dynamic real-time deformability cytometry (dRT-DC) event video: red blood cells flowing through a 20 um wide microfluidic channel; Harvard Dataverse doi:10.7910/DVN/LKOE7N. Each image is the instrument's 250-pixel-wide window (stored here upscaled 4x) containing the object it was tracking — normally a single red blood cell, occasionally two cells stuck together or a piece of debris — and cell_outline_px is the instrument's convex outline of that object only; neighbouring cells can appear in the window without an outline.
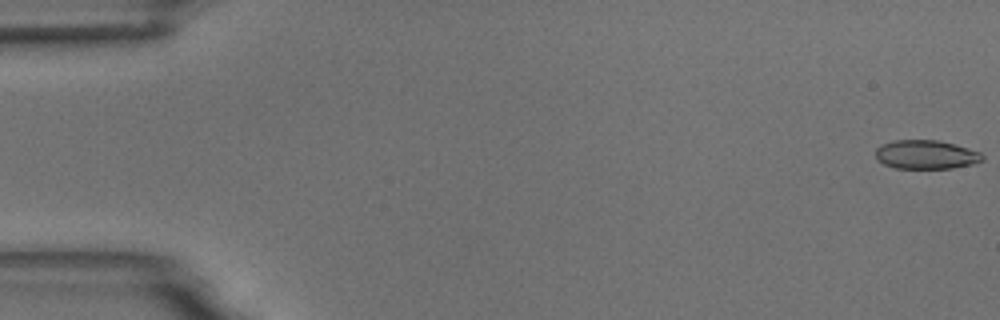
{"species": "common noctule bat (a hibernating species)", "species_latin": "Nyctalus noctula", "temperature_condition": "room temperature", "stored_images_in_passage": 54, "camera_frame_rate_fps": 3000, "um_per_image_px": 0.085, "animal": {"sex": "male", "body_mass_g": 18.8}, "frame": {"image": 1, "passage_image": 1, "time_ms": 0.0, "image_size_px": [1000, 320], "cell_outline_px": [[984, 160], [972, 164], [952, 168], [896, 168], [884, 164], [876, 160], [876, 148], [880, 144], [892, 140], [940, 140], [956, 144], [980, 152], [984, 156]], "centroid_in_image_um": [78.7, 13.13], "position_along_channel_um": 6.3, "area_um2": 18.15}}
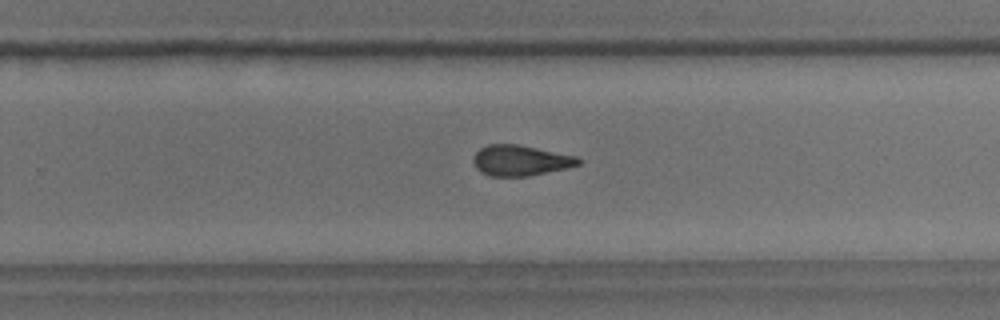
{"frame": {"image": 2, "passage_image": 35, "time_ms": 11.333, "image_size_px": [1000, 320], "cell_outline_px": [[584, 160], [580, 164], [568, 168], [528, 176], [488, 176], [480, 172], [476, 168], [472, 160], [476, 152], [480, 148], [488, 144], [516, 144], [576, 156]], "centroid_in_image_um": [44.24, 13.64], "position_along_channel_um": 285.6, "area_um2": 18.79}}
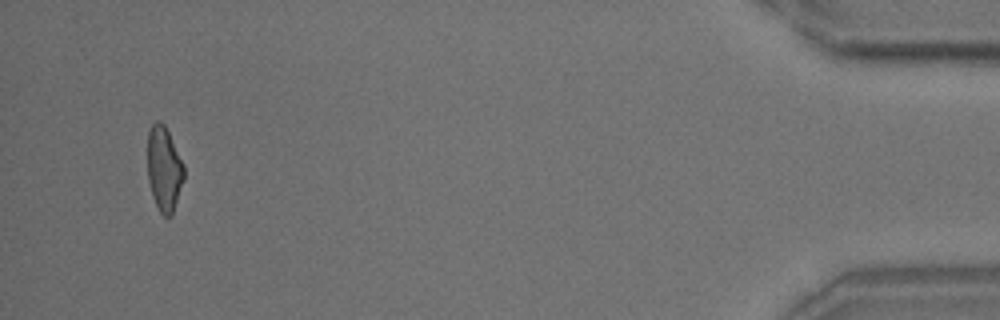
{"frame": {"image": 3, "passage_image": 52, "time_ms": 17.0, "image_size_px": [1000, 320], "cell_outline_px": [[184, 180], [172, 216], [164, 216], [160, 212], [152, 196], [148, 180], [148, 132], [152, 124], [156, 120], [160, 120], [164, 124], [184, 164]], "centroid_in_image_um": [13.95, 14.36], "position_along_channel_um": 421.2, "area_um2": 18.03}, "authors_computed_cell_mechanics": {"area_um2": 19.1029, "velocity_mm_per_s": 3.7721, "shape_relaxation_time_tau1_ms": null, "shape_relaxation_time_tau2_ms": 3.3158, "deformation_change_tau1": null, "deformation_change_tau2": 0.1133}}